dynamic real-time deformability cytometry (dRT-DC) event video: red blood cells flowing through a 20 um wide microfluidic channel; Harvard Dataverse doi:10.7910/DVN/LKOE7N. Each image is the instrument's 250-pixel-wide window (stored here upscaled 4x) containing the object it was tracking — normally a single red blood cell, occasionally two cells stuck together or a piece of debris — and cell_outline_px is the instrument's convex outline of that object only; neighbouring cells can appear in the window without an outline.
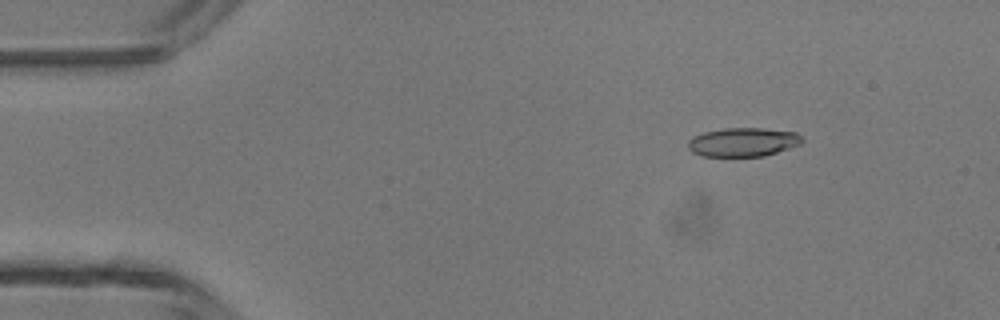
{"species": "common noctule bat (a hibernating species)", "species_latin": "Nyctalus noctula", "temperature_condition": "room temperature", "stored_images_in_passage": 47, "camera_frame_rate_fps": 3000, "um_per_image_px": 0.085, "animal": {"sex": "male", "body_mass_g": 13.3}, "frame": {"image": 1, "passage_image": 7, "time_ms": 2.0, "image_size_px": [1000, 320], "cell_outline_px": [[804, 140], [800, 144], [764, 156], [700, 156], [692, 152], [688, 148], [688, 140], [692, 136], [704, 132], [724, 128], [764, 128], [796, 132]], "centroid_in_image_um": [63.13, 12.07], "position_along_channel_um": 21.9, "area_um2": 19.19}}
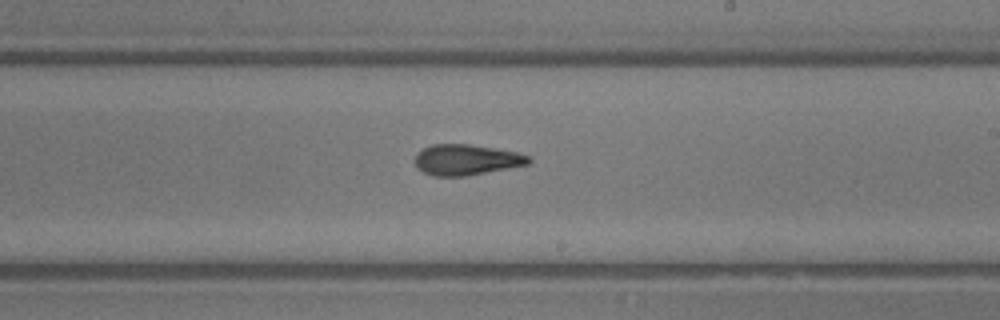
{"frame": {"image": 2, "passage_image": 28, "time_ms": 9.0, "image_size_px": [1000, 320], "cell_outline_px": [[532, 160], [528, 164], [508, 168], [464, 176], [432, 176], [416, 168], [416, 152], [432, 144], [468, 144], [516, 152], [528, 156]], "centroid_in_image_um": [39.6, 13.58], "position_along_channel_um": 249.4, "area_um2": 20.11}}
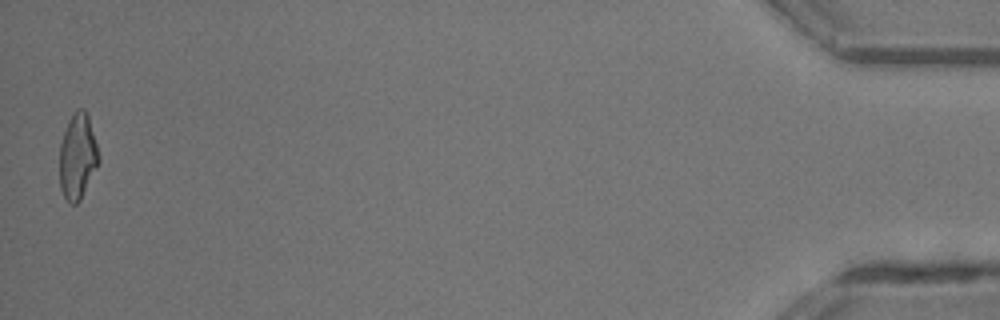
{"frame": {"image": 3, "passage_image": 47, "time_ms": 15.333, "image_size_px": [1000, 320], "cell_outline_px": [[100, 160], [80, 200], [76, 204], [72, 204], [64, 196], [60, 188], [60, 144], [68, 120], [76, 108], [84, 108], [88, 116], [100, 156]], "centroid_in_image_um": [6.59, 13.27], "position_along_channel_um": 428.6, "area_um2": 19.36}, "authors_computed_cell_mechanics": {"area_um2": 19.8832, "velocity_mm_per_s": 4.4016, "shape_relaxation_time_tau1_ms": 6.6449, "shape_relaxation_time_tau2_ms": 2.6213, "deformation_change_tau1": 0.1898, "deformation_change_tau2": 0.123}}